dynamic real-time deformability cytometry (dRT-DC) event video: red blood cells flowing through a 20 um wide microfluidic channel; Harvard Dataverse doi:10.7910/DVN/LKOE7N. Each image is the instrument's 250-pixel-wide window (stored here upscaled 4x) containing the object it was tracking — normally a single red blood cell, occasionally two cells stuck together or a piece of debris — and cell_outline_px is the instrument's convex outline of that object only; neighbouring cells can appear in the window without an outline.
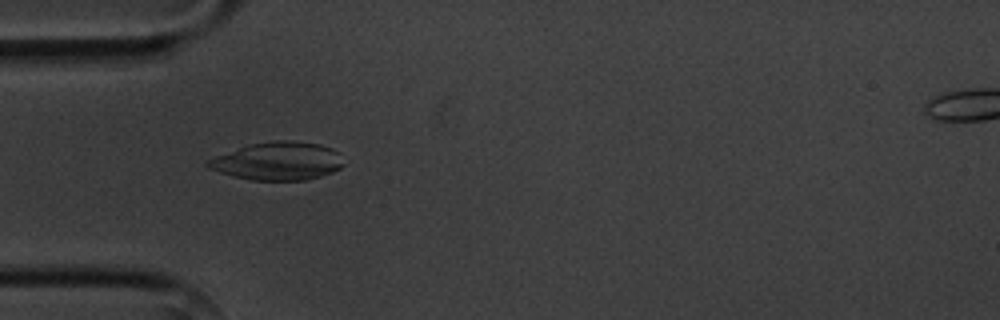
{"species": "common noctule bat (a hibernating species)", "species_latin": "Nyctalus noctula", "temperature_condition": "cold", "stored_images_in_passage": 4, "camera_frame_rate_fps": 3000, "um_per_image_px": 0.085, "animal": {"sex": "male", "body_mass_g": 20.1, "forearm_length_mm": 53.5}, "frame": {"image": 1, "passage_image": 3, "time_ms": 2.333, "image_size_px": [1000, 320], "cell_outline_px": [[344, 164], [340, 168], [332, 172], [320, 176], [304, 180], [252, 180], [220, 172], [208, 168], [204, 164], [204, 160], [248, 144], [272, 140], [292, 140], [320, 144], [332, 148], [340, 152]], "centroid_in_image_um": [23.61, 13.67], "position_along_channel_um": 61.4, "area_um2": 30.35}}
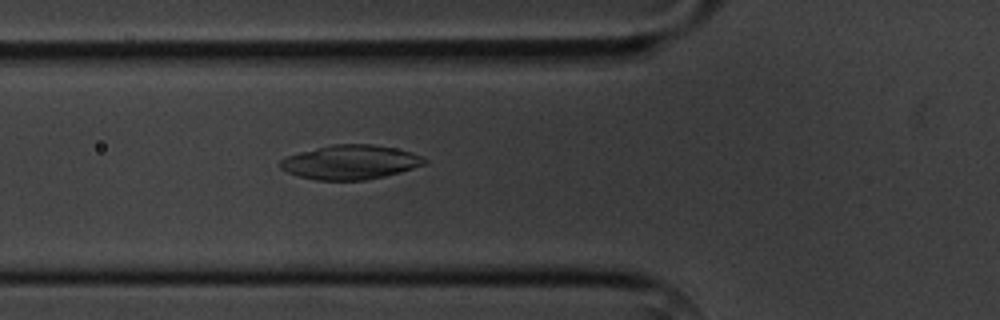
{"frame": {"image": 2, "passage_image": 4, "time_ms": 3.333, "image_size_px": [1000, 320], "cell_outline_px": [[428, 164], [400, 172], [384, 176], [364, 180], [316, 180], [300, 176], [288, 172], [280, 168], [280, 160], [288, 156], [300, 152], [332, 144], [372, 144], [396, 148], [412, 152], [428, 160]], "centroid_in_image_um": [29.82, 13.78], "position_along_channel_um": 96.0, "area_um2": 28.73}}